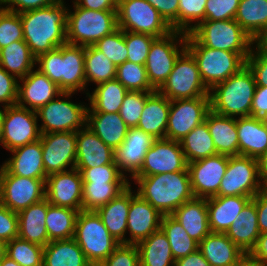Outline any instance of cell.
<instances>
[{
	"mask_svg": "<svg viewBox=\"0 0 267 266\" xmlns=\"http://www.w3.org/2000/svg\"><path fill=\"white\" fill-rule=\"evenodd\" d=\"M207 0H179V31L190 33L201 21L205 20ZM196 21V24L191 25Z\"/></svg>",
	"mask_w": 267,
	"mask_h": 266,
	"instance_id": "f907efd6",
	"label": "cell"
},
{
	"mask_svg": "<svg viewBox=\"0 0 267 266\" xmlns=\"http://www.w3.org/2000/svg\"><path fill=\"white\" fill-rule=\"evenodd\" d=\"M43 199L45 182L42 179L12 175L0 167V203L18 213Z\"/></svg>",
	"mask_w": 267,
	"mask_h": 266,
	"instance_id": "9a60e30c",
	"label": "cell"
},
{
	"mask_svg": "<svg viewBox=\"0 0 267 266\" xmlns=\"http://www.w3.org/2000/svg\"><path fill=\"white\" fill-rule=\"evenodd\" d=\"M73 238L92 266L102 263L120 244L95 211H79Z\"/></svg>",
	"mask_w": 267,
	"mask_h": 266,
	"instance_id": "ba28073f",
	"label": "cell"
},
{
	"mask_svg": "<svg viewBox=\"0 0 267 266\" xmlns=\"http://www.w3.org/2000/svg\"><path fill=\"white\" fill-rule=\"evenodd\" d=\"M186 50L195 59L201 79L209 90L246 65L239 53L205 47L190 33L186 37Z\"/></svg>",
	"mask_w": 267,
	"mask_h": 266,
	"instance_id": "5b68a950",
	"label": "cell"
},
{
	"mask_svg": "<svg viewBox=\"0 0 267 266\" xmlns=\"http://www.w3.org/2000/svg\"><path fill=\"white\" fill-rule=\"evenodd\" d=\"M157 91L170 101L209 96L197 63L187 50L178 57L172 72Z\"/></svg>",
	"mask_w": 267,
	"mask_h": 266,
	"instance_id": "30bf717a",
	"label": "cell"
},
{
	"mask_svg": "<svg viewBox=\"0 0 267 266\" xmlns=\"http://www.w3.org/2000/svg\"><path fill=\"white\" fill-rule=\"evenodd\" d=\"M247 255L253 260H256L267 266V233H262L259 235L254 247Z\"/></svg>",
	"mask_w": 267,
	"mask_h": 266,
	"instance_id": "003e7915",
	"label": "cell"
},
{
	"mask_svg": "<svg viewBox=\"0 0 267 266\" xmlns=\"http://www.w3.org/2000/svg\"><path fill=\"white\" fill-rule=\"evenodd\" d=\"M186 37L187 33L173 30L163 37L155 38L151 43L145 69L150 85L155 90L164 84L176 60L186 50ZM178 42L181 44L180 50L176 46Z\"/></svg>",
	"mask_w": 267,
	"mask_h": 266,
	"instance_id": "8fae6325",
	"label": "cell"
},
{
	"mask_svg": "<svg viewBox=\"0 0 267 266\" xmlns=\"http://www.w3.org/2000/svg\"><path fill=\"white\" fill-rule=\"evenodd\" d=\"M198 244L211 233L206 198L194 197L171 214Z\"/></svg>",
	"mask_w": 267,
	"mask_h": 266,
	"instance_id": "83f0119b",
	"label": "cell"
},
{
	"mask_svg": "<svg viewBox=\"0 0 267 266\" xmlns=\"http://www.w3.org/2000/svg\"><path fill=\"white\" fill-rule=\"evenodd\" d=\"M153 92H131L125 95L123 103L119 109L120 117L129 128L137 127L146 99Z\"/></svg>",
	"mask_w": 267,
	"mask_h": 266,
	"instance_id": "681fc988",
	"label": "cell"
},
{
	"mask_svg": "<svg viewBox=\"0 0 267 266\" xmlns=\"http://www.w3.org/2000/svg\"><path fill=\"white\" fill-rule=\"evenodd\" d=\"M255 43L267 53V29L255 40Z\"/></svg>",
	"mask_w": 267,
	"mask_h": 266,
	"instance_id": "8c879c8a",
	"label": "cell"
},
{
	"mask_svg": "<svg viewBox=\"0 0 267 266\" xmlns=\"http://www.w3.org/2000/svg\"><path fill=\"white\" fill-rule=\"evenodd\" d=\"M198 250L211 266H236L246 255L225 233H209Z\"/></svg>",
	"mask_w": 267,
	"mask_h": 266,
	"instance_id": "4316f807",
	"label": "cell"
},
{
	"mask_svg": "<svg viewBox=\"0 0 267 266\" xmlns=\"http://www.w3.org/2000/svg\"><path fill=\"white\" fill-rule=\"evenodd\" d=\"M44 247L19 237L7 242L6 255L21 266H43Z\"/></svg>",
	"mask_w": 267,
	"mask_h": 266,
	"instance_id": "7dc6e473",
	"label": "cell"
},
{
	"mask_svg": "<svg viewBox=\"0 0 267 266\" xmlns=\"http://www.w3.org/2000/svg\"><path fill=\"white\" fill-rule=\"evenodd\" d=\"M0 143L12 151L40 139L36 111L16 105L4 107Z\"/></svg>",
	"mask_w": 267,
	"mask_h": 266,
	"instance_id": "5bb4252c",
	"label": "cell"
},
{
	"mask_svg": "<svg viewBox=\"0 0 267 266\" xmlns=\"http://www.w3.org/2000/svg\"><path fill=\"white\" fill-rule=\"evenodd\" d=\"M240 0H207L205 20L221 21L234 19Z\"/></svg>",
	"mask_w": 267,
	"mask_h": 266,
	"instance_id": "9f6ffc18",
	"label": "cell"
},
{
	"mask_svg": "<svg viewBox=\"0 0 267 266\" xmlns=\"http://www.w3.org/2000/svg\"><path fill=\"white\" fill-rule=\"evenodd\" d=\"M18 79L9 74L0 66V103L3 107H9L17 104L18 99Z\"/></svg>",
	"mask_w": 267,
	"mask_h": 266,
	"instance_id": "680465c9",
	"label": "cell"
},
{
	"mask_svg": "<svg viewBox=\"0 0 267 266\" xmlns=\"http://www.w3.org/2000/svg\"><path fill=\"white\" fill-rule=\"evenodd\" d=\"M116 79L131 92L156 91L147 77L145 65L135 64L129 61L117 66Z\"/></svg>",
	"mask_w": 267,
	"mask_h": 266,
	"instance_id": "bcb514c9",
	"label": "cell"
},
{
	"mask_svg": "<svg viewBox=\"0 0 267 266\" xmlns=\"http://www.w3.org/2000/svg\"><path fill=\"white\" fill-rule=\"evenodd\" d=\"M22 85L18 83L17 105L29 110L38 111L56 96L59 97L62 91L45 74L38 69L31 70L25 77L20 79ZM28 104L30 107H26Z\"/></svg>",
	"mask_w": 267,
	"mask_h": 266,
	"instance_id": "7402d4cb",
	"label": "cell"
},
{
	"mask_svg": "<svg viewBox=\"0 0 267 266\" xmlns=\"http://www.w3.org/2000/svg\"><path fill=\"white\" fill-rule=\"evenodd\" d=\"M129 185V183L83 182L82 210L96 212Z\"/></svg>",
	"mask_w": 267,
	"mask_h": 266,
	"instance_id": "7bdbcfd3",
	"label": "cell"
},
{
	"mask_svg": "<svg viewBox=\"0 0 267 266\" xmlns=\"http://www.w3.org/2000/svg\"><path fill=\"white\" fill-rule=\"evenodd\" d=\"M160 228L167 236L175 260L198 249V243L187 234L183 226L172 215L162 216Z\"/></svg>",
	"mask_w": 267,
	"mask_h": 266,
	"instance_id": "ee69618b",
	"label": "cell"
},
{
	"mask_svg": "<svg viewBox=\"0 0 267 266\" xmlns=\"http://www.w3.org/2000/svg\"><path fill=\"white\" fill-rule=\"evenodd\" d=\"M86 126L114 151L124 142L129 127L120 113H87Z\"/></svg>",
	"mask_w": 267,
	"mask_h": 266,
	"instance_id": "e575fe53",
	"label": "cell"
},
{
	"mask_svg": "<svg viewBox=\"0 0 267 266\" xmlns=\"http://www.w3.org/2000/svg\"><path fill=\"white\" fill-rule=\"evenodd\" d=\"M79 211L49 205L46 216V231L50 241L72 239Z\"/></svg>",
	"mask_w": 267,
	"mask_h": 266,
	"instance_id": "b9f144b4",
	"label": "cell"
},
{
	"mask_svg": "<svg viewBox=\"0 0 267 266\" xmlns=\"http://www.w3.org/2000/svg\"><path fill=\"white\" fill-rule=\"evenodd\" d=\"M3 114H4V110L2 111L0 109V133H1V125H2V117H3Z\"/></svg>",
	"mask_w": 267,
	"mask_h": 266,
	"instance_id": "2a66077c",
	"label": "cell"
},
{
	"mask_svg": "<svg viewBox=\"0 0 267 266\" xmlns=\"http://www.w3.org/2000/svg\"><path fill=\"white\" fill-rule=\"evenodd\" d=\"M20 40H24V35L19 13L0 8V49Z\"/></svg>",
	"mask_w": 267,
	"mask_h": 266,
	"instance_id": "816d5d0a",
	"label": "cell"
},
{
	"mask_svg": "<svg viewBox=\"0 0 267 266\" xmlns=\"http://www.w3.org/2000/svg\"><path fill=\"white\" fill-rule=\"evenodd\" d=\"M253 199L256 203L259 232L267 233V186H263Z\"/></svg>",
	"mask_w": 267,
	"mask_h": 266,
	"instance_id": "be15d7a7",
	"label": "cell"
},
{
	"mask_svg": "<svg viewBox=\"0 0 267 266\" xmlns=\"http://www.w3.org/2000/svg\"><path fill=\"white\" fill-rule=\"evenodd\" d=\"M43 266H92L74 238L50 241L43 251Z\"/></svg>",
	"mask_w": 267,
	"mask_h": 266,
	"instance_id": "8d00e7d4",
	"label": "cell"
},
{
	"mask_svg": "<svg viewBox=\"0 0 267 266\" xmlns=\"http://www.w3.org/2000/svg\"><path fill=\"white\" fill-rule=\"evenodd\" d=\"M264 125L267 126V113L261 118Z\"/></svg>",
	"mask_w": 267,
	"mask_h": 266,
	"instance_id": "11e5206c",
	"label": "cell"
},
{
	"mask_svg": "<svg viewBox=\"0 0 267 266\" xmlns=\"http://www.w3.org/2000/svg\"><path fill=\"white\" fill-rule=\"evenodd\" d=\"M234 19L255 41L267 29V0H240Z\"/></svg>",
	"mask_w": 267,
	"mask_h": 266,
	"instance_id": "ab89813d",
	"label": "cell"
},
{
	"mask_svg": "<svg viewBox=\"0 0 267 266\" xmlns=\"http://www.w3.org/2000/svg\"><path fill=\"white\" fill-rule=\"evenodd\" d=\"M34 64H36V58L24 40L12 42L0 49V66L18 79L33 70Z\"/></svg>",
	"mask_w": 267,
	"mask_h": 266,
	"instance_id": "f35d334b",
	"label": "cell"
},
{
	"mask_svg": "<svg viewBox=\"0 0 267 266\" xmlns=\"http://www.w3.org/2000/svg\"><path fill=\"white\" fill-rule=\"evenodd\" d=\"M171 101L157 90L147 99L137 128L155 139L165 138Z\"/></svg>",
	"mask_w": 267,
	"mask_h": 266,
	"instance_id": "1f68e13d",
	"label": "cell"
},
{
	"mask_svg": "<svg viewBox=\"0 0 267 266\" xmlns=\"http://www.w3.org/2000/svg\"><path fill=\"white\" fill-rule=\"evenodd\" d=\"M188 167L180 141L155 139L141 169L134 176H151L184 171Z\"/></svg>",
	"mask_w": 267,
	"mask_h": 266,
	"instance_id": "ac0fdd59",
	"label": "cell"
},
{
	"mask_svg": "<svg viewBox=\"0 0 267 266\" xmlns=\"http://www.w3.org/2000/svg\"><path fill=\"white\" fill-rule=\"evenodd\" d=\"M84 129V130H83ZM115 163V151L89 127L77 131L76 169L95 168Z\"/></svg>",
	"mask_w": 267,
	"mask_h": 266,
	"instance_id": "cb8c5ba5",
	"label": "cell"
},
{
	"mask_svg": "<svg viewBox=\"0 0 267 266\" xmlns=\"http://www.w3.org/2000/svg\"><path fill=\"white\" fill-rule=\"evenodd\" d=\"M48 200L30 205L18 212V237L45 247L49 243L46 231Z\"/></svg>",
	"mask_w": 267,
	"mask_h": 266,
	"instance_id": "f1b7e54d",
	"label": "cell"
},
{
	"mask_svg": "<svg viewBox=\"0 0 267 266\" xmlns=\"http://www.w3.org/2000/svg\"><path fill=\"white\" fill-rule=\"evenodd\" d=\"M18 214L0 203V239L5 242L18 237Z\"/></svg>",
	"mask_w": 267,
	"mask_h": 266,
	"instance_id": "91938a15",
	"label": "cell"
},
{
	"mask_svg": "<svg viewBox=\"0 0 267 266\" xmlns=\"http://www.w3.org/2000/svg\"><path fill=\"white\" fill-rule=\"evenodd\" d=\"M180 144L187 163L217 154L206 120L193 128Z\"/></svg>",
	"mask_w": 267,
	"mask_h": 266,
	"instance_id": "60d3db41",
	"label": "cell"
},
{
	"mask_svg": "<svg viewBox=\"0 0 267 266\" xmlns=\"http://www.w3.org/2000/svg\"><path fill=\"white\" fill-rule=\"evenodd\" d=\"M238 133L239 155L259 159L267 151V126L261 118H236Z\"/></svg>",
	"mask_w": 267,
	"mask_h": 266,
	"instance_id": "f546056e",
	"label": "cell"
},
{
	"mask_svg": "<svg viewBox=\"0 0 267 266\" xmlns=\"http://www.w3.org/2000/svg\"><path fill=\"white\" fill-rule=\"evenodd\" d=\"M45 174L48 176L75 168L77 132H52L41 134Z\"/></svg>",
	"mask_w": 267,
	"mask_h": 266,
	"instance_id": "e0dca14e",
	"label": "cell"
},
{
	"mask_svg": "<svg viewBox=\"0 0 267 266\" xmlns=\"http://www.w3.org/2000/svg\"><path fill=\"white\" fill-rule=\"evenodd\" d=\"M98 266H140L136 244L120 243Z\"/></svg>",
	"mask_w": 267,
	"mask_h": 266,
	"instance_id": "11a10c76",
	"label": "cell"
},
{
	"mask_svg": "<svg viewBox=\"0 0 267 266\" xmlns=\"http://www.w3.org/2000/svg\"><path fill=\"white\" fill-rule=\"evenodd\" d=\"M45 198L51 205L81 211L83 199L81 173L73 168L48 175L45 181Z\"/></svg>",
	"mask_w": 267,
	"mask_h": 266,
	"instance_id": "ffe728a7",
	"label": "cell"
},
{
	"mask_svg": "<svg viewBox=\"0 0 267 266\" xmlns=\"http://www.w3.org/2000/svg\"><path fill=\"white\" fill-rule=\"evenodd\" d=\"M63 0L20 13L24 41L37 58L67 43V12Z\"/></svg>",
	"mask_w": 267,
	"mask_h": 266,
	"instance_id": "6da1fadb",
	"label": "cell"
},
{
	"mask_svg": "<svg viewBox=\"0 0 267 266\" xmlns=\"http://www.w3.org/2000/svg\"><path fill=\"white\" fill-rule=\"evenodd\" d=\"M246 254L260 235L255 200L252 198L225 233Z\"/></svg>",
	"mask_w": 267,
	"mask_h": 266,
	"instance_id": "836d02e7",
	"label": "cell"
},
{
	"mask_svg": "<svg viewBox=\"0 0 267 266\" xmlns=\"http://www.w3.org/2000/svg\"><path fill=\"white\" fill-rule=\"evenodd\" d=\"M162 214L131 190V203L128 212L127 231L130 238L127 244H137L160 229Z\"/></svg>",
	"mask_w": 267,
	"mask_h": 266,
	"instance_id": "44dd1931",
	"label": "cell"
},
{
	"mask_svg": "<svg viewBox=\"0 0 267 266\" xmlns=\"http://www.w3.org/2000/svg\"><path fill=\"white\" fill-rule=\"evenodd\" d=\"M267 113V87L256 86L251 106V116L262 118Z\"/></svg>",
	"mask_w": 267,
	"mask_h": 266,
	"instance_id": "e7e4bbea",
	"label": "cell"
},
{
	"mask_svg": "<svg viewBox=\"0 0 267 266\" xmlns=\"http://www.w3.org/2000/svg\"><path fill=\"white\" fill-rule=\"evenodd\" d=\"M236 266H265L262 263L253 260L247 254Z\"/></svg>",
	"mask_w": 267,
	"mask_h": 266,
	"instance_id": "2644e50d",
	"label": "cell"
},
{
	"mask_svg": "<svg viewBox=\"0 0 267 266\" xmlns=\"http://www.w3.org/2000/svg\"><path fill=\"white\" fill-rule=\"evenodd\" d=\"M255 88L254 76L245 65L209 90L210 110L222 116L249 117Z\"/></svg>",
	"mask_w": 267,
	"mask_h": 266,
	"instance_id": "277c9868",
	"label": "cell"
},
{
	"mask_svg": "<svg viewBox=\"0 0 267 266\" xmlns=\"http://www.w3.org/2000/svg\"><path fill=\"white\" fill-rule=\"evenodd\" d=\"M131 203V186L129 185L116 198L99 208L96 213L100 216L109 233L119 242L127 244L128 212Z\"/></svg>",
	"mask_w": 267,
	"mask_h": 266,
	"instance_id": "4dcf8cb0",
	"label": "cell"
},
{
	"mask_svg": "<svg viewBox=\"0 0 267 266\" xmlns=\"http://www.w3.org/2000/svg\"><path fill=\"white\" fill-rule=\"evenodd\" d=\"M136 246L140 266H174L175 264L169 241L161 228Z\"/></svg>",
	"mask_w": 267,
	"mask_h": 266,
	"instance_id": "d590c367",
	"label": "cell"
},
{
	"mask_svg": "<svg viewBox=\"0 0 267 266\" xmlns=\"http://www.w3.org/2000/svg\"><path fill=\"white\" fill-rule=\"evenodd\" d=\"M228 161L229 156L216 154L188 163L192 191L195 197L209 198L218 194Z\"/></svg>",
	"mask_w": 267,
	"mask_h": 266,
	"instance_id": "d6986e66",
	"label": "cell"
},
{
	"mask_svg": "<svg viewBox=\"0 0 267 266\" xmlns=\"http://www.w3.org/2000/svg\"><path fill=\"white\" fill-rule=\"evenodd\" d=\"M209 111V96L172 100L165 138L181 141L193 128L205 121Z\"/></svg>",
	"mask_w": 267,
	"mask_h": 266,
	"instance_id": "2e32d148",
	"label": "cell"
},
{
	"mask_svg": "<svg viewBox=\"0 0 267 266\" xmlns=\"http://www.w3.org/2000/svg\"><path fill=\"white\" fill-rule=\"evenodd\" d=\"M155 38L148 34L125 31V43L128 50L127 61L145 65L151 43Z\"/></svg>",
	"mask_w": 267,
	"mask_h": 266,
	"instance_id": "f5cc1de1",
	"label": "cell"
},
{
	"mask_svg": "<svg viewBox=\"0 0 267 266\" xmlns=\"http://www.w3.org/2000/svg\"><path fill=\"white\" fill-rule=\"evenodd\" d=\"M94 46L116 67L127 61L128 50L125 43V31L119 27L100 39Z\"/></svg>",
	"mask_w": 267,
	"mask_h": 266,
	"instance_id": "c3c4849f",
	"label": "cell"
},
{
	"mask_svg": "<svg viewBox=\"0 0 267 266\" xmlns=\"http://www.w3.org/2000/svg\"><path fill=\"white\" fill-rule=\"evenodd\" d=\"M85 79L100 84L116 78L117 67L94 45L85 46Z\"/></svg>",
	"mask_w": 267,
	"mask_h": 266,
	"instance_id": "f6af8a7d",
	"label": "cell"
},
{
	"mask_svg": "<svg viewBox=\"0 0 267 266\" xmlns=\"http://www.w3.org/2000/svg\"><path fill=\"white\" fill-rule=\"evenodd\" d=\"M174 266H211L201 252L197 249L195 252L175 260Z\"/></svg>",
	"mask_w": 267,
	"mask_h": 266,
	"instance_id": "a7ac6f4b",
	"label": "cell"
},
{
	"mask_svg": "<svg viewBox=\"0 0 267 266\" xmlns=\"http://www.w3.org/2000/svg\"><path fill=\"white\" fill-rule=\"evenodd\" d=\"M67 12V43L79 46L95 45L118 28L117 11H96L79 7Z\"/></svg>",
	"mask_w": 267,
	"mask_h": 266,
	"instance_id": "52a82bcc",
	"label": "cell"
},
{
	"mask_svg": "<svg viewBox=\"0 0 267 266\" xmlns=\"http://www.w3.org/2000/svg\"><path fill=\"white\" fill-rule=\"evenodd\" d=\"M77 170L81 173L83 182L130 183L116 163Z\"/></svg>",
	"mask_w": 267,
	"mask_h": 266,
	"instance_id": "db71d44e",
	"label": "cell"
},
{
	"mask_svg": "<svg viewBox=\"0 0 267 266\" xmlns=\"http://www.w3.org/2000/svg\"><path fill=\"white\" fill-rule=\"evenodd\" d=\"M252 198L247 196H213L206 198L211 232L226 233Z\"/></svg>",
	"mask_w": 267,
	"mask_h": 266,
	"instance_id": "484cf974",
	"label": "cell"
},
{
	"mask_svg": "<svg viewBox=\"0 0 267 266\" xmlns=\"http://www.w3.org/2000/svg\"><path fill=\"white\" fill-rule=\"evenodd\" d=\"M7 242L0 239V262L6 256Z\"/></svg>",
	"mask_w": 267,
	"mask_h": 266,
	"instance_id": "34e18365",
	"label": "cell"
},
{
	"mask_svg": "<svg viewBox=\"0 0 267 266\" xmlns=\"http://www.w3.org/2000/svg\"><path fill=\"white\" fill-rule=\"evenodd\" d=\"M132 178L139 184L137 194L162 215H171L183 203L195 197L188 167L184 171Z\"/></svg>",
	"mask_w": 267,
	"mask_h": 266,
	"instance_id": "7a4b0ae2",
	"label": "cell"
},
{
	"mask_svg": "<svg viewBox=\"0 0 267 266\" xmlns=\"http://www.w3.org/2000/svg\"><path fill=\"white\" fill-rule=\"evenodd\" d=\"M0 266H21L7 255L1 260Z\"/></svg>",
	"mask_w": 267,
	"mask_h": 266,
	"instance_id": "753ad0ef",
	"label": "cell"
},
{
	"mask_svg": "<svg viewBox=\"0 0 267 266\" xmlns=\"http://www.w3.org/2000/svg\"><path fill=\"white\" fill-rule=\"evenodd\" d=\"M255 48L256 51L252 50L246 59V65L254 76L256 86L267 87V53L257 44Z\"/></svg>",
	"mask_w": 267,
	"mask_h": 266,
	"instance_id": "6f0895ef",
	"label": "cell"
},
{
	"mask_svg": "<svg viewBox=\"0 0 267 266\" xmlns=\"http://www.w3.org/2000/svg\"><path fill=\"white\" fill-rule=\"evenodd\" d=\"M85 46L66 43L36 58L38 70L54 82L62 92L84 90Z\"/></svg>",
	"mask_w": 267,
	"mask_h": 266,
	"instance_id": "3957f363",
	"label": "cell"
},
{
	"mask_svg": "<svg viewBox=\"0 0 267 266\" xmlns=\"http://www.w3.org/2000/svg\"><path fill=\"white\" fill-rule=\"evenodd\" d=\"M61 1L62 0H0V5L3 4L4 6L8 4L6 7L0 6V8L5 11L15 12L20 14L25 11L48 7ZM14 5H16L19 8L15 7Z\"/></svg>",
	"mask_w": 267,
	"mask_h": 266,
	"instance_id": "6125c7cd",
	"label": "cell"
},
{
	"mask_svg": "<svg viewBox=\"0 0 267 266\" xmlns=\"http://www.w3.org/2000/svg\"><path fill=\"white\" fill-rule=\"evenodd\" d=\"M75 3L84 9L96 11H117L118 0H76Z\"/></svg>",
	"mask_w": 267,
	"mask_h": 266,
	"instance_id": "03108f58",
	"label": "cell"
},
{
	"mask_svg": "<svg viewBox=\"0 0 267 266\" xmlns=\"http://www.w3.org/2000/svg\"><path fill=\"white\" fill-rule=\"evenodd\" d=\"M11 152L14 155L2 165L10 174L46 181L40 139Z\"/></svg>",
	"mask_w": 267,
	"mask_h": 266,
	"instance_id": "d4e9b609",
	"label": "cell"
},
{
	"mask_svg": "<svg viewBox=\"0 0 267 266\" xmlns=\"http://www.w3.org/2000/svg\"><path fill=\"white\" fill-rule=\"evenodd\" d=\"M173 30L179 31V0H147Z\"/></svg>",
	"mask_w": 267,
	"mask_h": 266,
	"instance_id": "94428289",
	"label": "cell"
},
{
	"mask_svg": "<svg viewBox=\"0 0 267 266\" xmlns=\"http://www.w3.org/2000/svg\"><path fill=\"white\" fill-rule=\"evenodd\" d=\"M190 34L203 46L239 53L245 60L252 51L254 39L247 34L235 19L203 20Z\"/></svg>",
	"mask_w": 267,
	"mask_h": 266,
	"instance_id": "8992f818",
	"label": "cell"
},
{
	"mask_svg": "<svg viewBox=\"0 0 267 266\" xmlns=\"http://www.w3.org/2000/svg\"><path fill=\"white\" fill-rule=\"evenodd\" d=\"M117 24L123 31L163 37L173 31L147 0H118Z\"/></svg>",
	"mask_w": 267,
	"mask_h": 266,
	"instance_id": "9c48e42d",
	"label": "cell"
},
{
	"mask_svg": "<svg viewBox=\"0 0 267 266\" xmlns=\"http://www.w3.org/2000/svg\"><path fill=\"white\" fill-rule=\"evenodd\" d=\"M262 188L257 159L242 155L229 156L216 196L254 197Z\"/></svg>",
	"mask_w": 267,
	"mask_h": 266,
	"instance_id": "4fadbf2b",
	"label": "cell"
},
{
	"mask_svg": "<svg viewBox=\"0 0 267 266\" xmlns=\"http://www.w3.org/2000/svg\"><path fill=\"white\" fill-rule=\"evenodd\" d=\"M205 120L217 154L227 156L239 155L238 133L236 118L222 116L212 112L207 113Z\"/></svg>",
	"mask_w": 267,
	"mask_h": 266,
	"instance_id": "d6a6232c",
	"label": "cell"
},
{
	"mask_svg": "<svg viewBox=\"0 0 267 266\" xmlns=\"http://www.w3.org/2000/svg\"><path fill=\"white\" fill-rule=\"evenodd\" d=\"M259 176L263 186H267V151L258 159Z\"/></svg>",
	"mask_w": 267,
	"mask_h": 266,
	"instance_id": "89a4df30",
	"label": "cell"
},
{
	"mask_svg": "<svg viewBox=\"0 0 267 266\" xmlns=\"http://www.w3.org/2000/svg\"><path fill=\"white\" fill-rule=\"evenodd\" d=\"M73 92H62L60 98L50 100L41 107L36 113L43 121L39 127L41 134L52 132H77L83 126H86L87 110L83 104H75L64 100L69 98Z\"/></svg>",
	"mask_w": 267,
	"mask_h": 266,
	"instance_id": "7c38bea8",
	"label": "cell"
},
{
	"mask_svg": "<svg viewBox=\"0 0 267 266\" xmlns=\"http://www.w3.org/2000/svg\"><path fill=\"white\" fill-rule=\"evenodd\" d=\"M128 90L115 78L100 84L90 93H86L90 100L87 113H116L123 103Z\"/></svg>",
	"mask_w": 267,
	"mask_h": 266,
	"instance_id": "74e56055",
	"label": "cell"
},
{
	"mask_svg": "<svg viewBox=\"0 0 267 266\" xmlns=\"http://www.w3.org/2000/svg\"><path fill=\"white\" fill-rule=\"evenodd\" d=\"M154 140L150 134L137 127L129 128L124 142L115 150V163L119 170L128 171L133 177L141 169Z\"/></svg>",
	"mask_w": 267,
	"mask_h": 266,
	"instance_id": "603a6c76",
	"label": "cell"
}]
</instances>
